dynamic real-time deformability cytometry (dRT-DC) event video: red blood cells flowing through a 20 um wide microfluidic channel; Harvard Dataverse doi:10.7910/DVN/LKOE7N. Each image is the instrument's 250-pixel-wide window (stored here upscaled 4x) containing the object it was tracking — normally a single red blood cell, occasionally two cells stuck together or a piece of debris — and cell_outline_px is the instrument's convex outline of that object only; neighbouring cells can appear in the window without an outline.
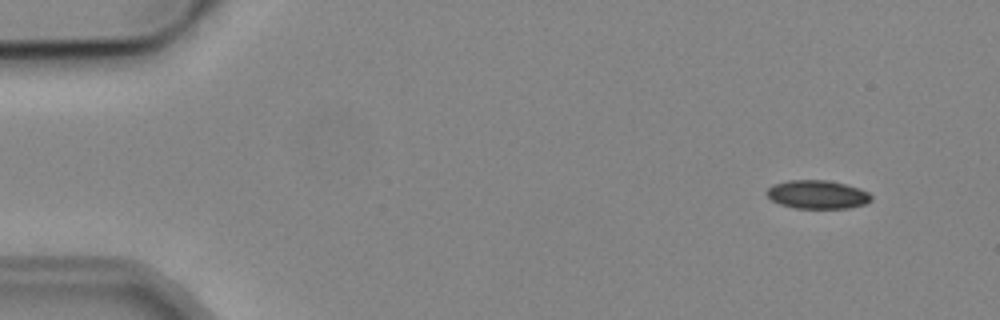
{"species": "common noctule bat (a hibernating species)", "species_latin": "Nyctalus noctula", "temperature_condition": "cold", "stored_images_in_passage": 4, "camera_frame_rate_fps": 3000, "um_per_image_px": 0.085, "animal": {"sex": "male", "body_mass_g": 19.2, "forearm_length_mm": 51.8}, "frame": {"image": 1, "passage_image": 2, "time_ms": 1.0, "image_size_px": [1000, 320], "cell_outline_px": [[872, 200], [864, 204], [848, 208], [796, 208], [780, 204], [772, 200], [764, 192], [772, 184], [788, 180], [828, 180], [860, 188], [868, 192], [872, 196]], "centroid_in_image_um": [69.46, 16.52], "position_along_channel_um": 15.5, "area_um2": 17.4}}
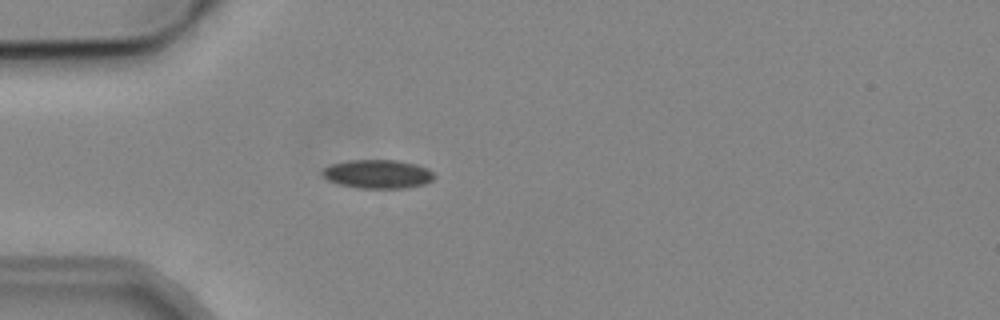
{"frame": {"image": 2, "passage_image": 4, "time_ms": 4.667, "image_size_px": [1000, 320], "cell_outline_px": [[436, 176], [432, 180], [424, 184], [404, 188], [356, 188], [340, 184], [328, 180], [320, 172], [324, 168], [332, 164], [348, 160], [396, 160], [416, 164], [428, 168]], "centroid_in_image_um": [32.11, 14.79], "position_along_channel_um": 52.9, "area_um2": 18.73}}